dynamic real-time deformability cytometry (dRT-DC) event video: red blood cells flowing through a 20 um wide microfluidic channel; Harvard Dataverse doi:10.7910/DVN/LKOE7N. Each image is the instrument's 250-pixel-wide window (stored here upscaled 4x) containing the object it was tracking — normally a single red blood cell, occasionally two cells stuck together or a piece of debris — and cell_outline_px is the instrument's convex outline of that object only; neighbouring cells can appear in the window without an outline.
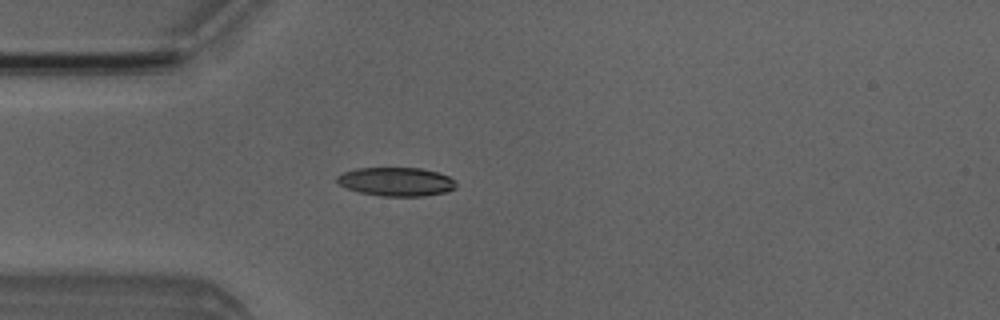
{"species": "Egyptian fruit bat (a non-hibernating species)", "species_latin": "Rousettus aegyptiacus", "temperature_condition": "room temperature", "stored_images_in_passage": 4, "camera_frame_rate_fps": 3000, "um_per_image_px": 0.085, "animal": {"sex": "male"}, "frame": {"image": 1, "passage_image": 4, "time_ms": 4.333, "image_size_px": [1000, 320], "cell_outline_px": [[456, 188], [444, 192], [424, 196], [380, 196], [360, 192], [336, 184], [336, 176], [344, 172], [356, 168], [420, 168], [436, 172], [448, 176], [456, 184]], "centroid_in_image_um": [33.63, 15.44], "position_along_channel_um": 51.4, "area_um2": 19.83}}